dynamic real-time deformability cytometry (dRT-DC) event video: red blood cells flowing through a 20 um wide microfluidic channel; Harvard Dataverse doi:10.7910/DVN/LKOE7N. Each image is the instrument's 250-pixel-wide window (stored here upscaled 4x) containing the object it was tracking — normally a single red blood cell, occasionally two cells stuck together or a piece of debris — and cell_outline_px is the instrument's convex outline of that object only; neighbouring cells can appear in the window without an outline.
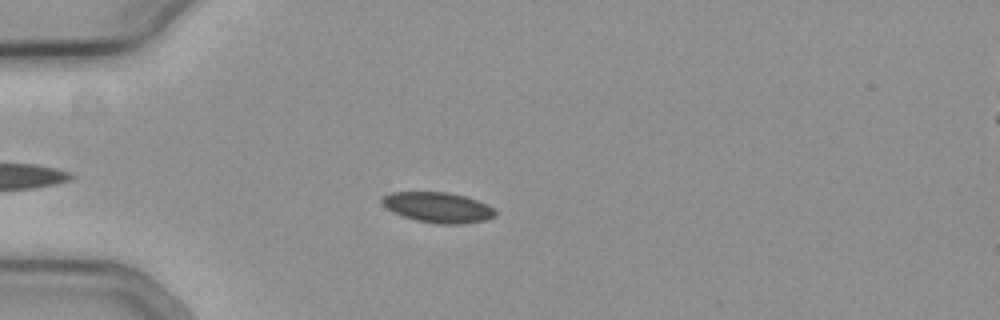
{"species": "common noctule bat (a hibernating species)", "species_latin": "Nyctalus noctula", "temperature_condition": "cold", "stored_images_in_passage": 33, "camera_frame_rate_fps": 3000, "um_per_image_px": 0.085, "animal": {"sex": "female", "body_mass_g": 19.3, "forearm_length_mm": 54.1}, "frame": {"image": 1, "passage_image": 4, "time_ms": 1.0, "image_size_px": [1000, 320], "cell_outline_px": [[496, 216], [488, 220], [464, 224], [440, 224], [416, 220], [392, 212], [380, 200], [380, 196], [388, 192], [448, 192], [464, 196], [488, 204], [496, 208]], "centroid_in_image_um": [37.25, 17.63], "position_along_channel_um": 47.7, "area_um2": 20.29}}
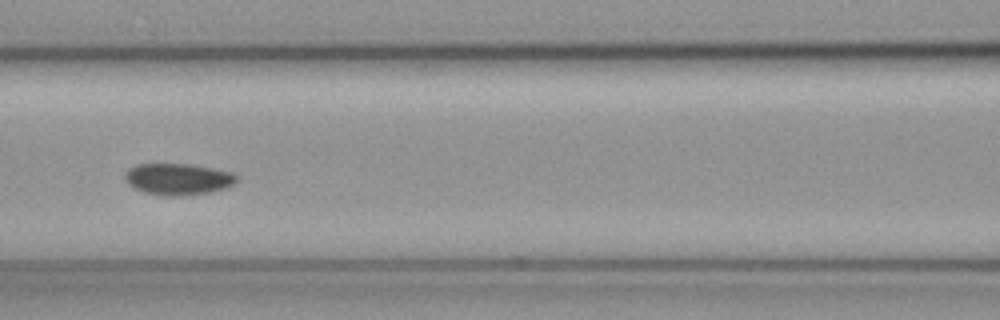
{"frame": {"image": 2, "passage_image": 14, "time_ms": 4.333, "image_size_px": [1000, 320], "cell_outline_px": [[240, 180], [224, 188], [212, 192], [184, 196], [164, 196], [144, 192], [128, 184], [124, 180], [124, 172], [128, 168], [136, 164], [192, 164], [232, 172]], "centroid_in_image_um": [15.11, 15.22], "position_along_channel_um": 151.5, "area_um2": 20.75}}
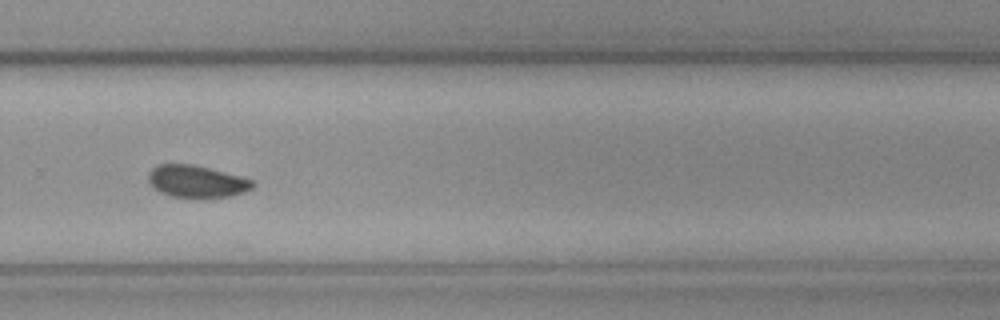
{"frame": {"image": 3, "passage_image": 27, "time_ms": 8.667, "image_size_px": [1000, 320], "cell_outline_px": [[256, 184], [252, 188], [244, 192], [232, 196], [204, 200], [196, 200], [172, 196], [160, 192], [152, 188], [148, 180], [148, 172], [152, 168], [160, 164], [192, 164], [240, 176], [252, 180]], "centroid_in_image_um": [16.71, 15.47], "position_along_channel_um": 313.1, "area_um2": 20.17}}